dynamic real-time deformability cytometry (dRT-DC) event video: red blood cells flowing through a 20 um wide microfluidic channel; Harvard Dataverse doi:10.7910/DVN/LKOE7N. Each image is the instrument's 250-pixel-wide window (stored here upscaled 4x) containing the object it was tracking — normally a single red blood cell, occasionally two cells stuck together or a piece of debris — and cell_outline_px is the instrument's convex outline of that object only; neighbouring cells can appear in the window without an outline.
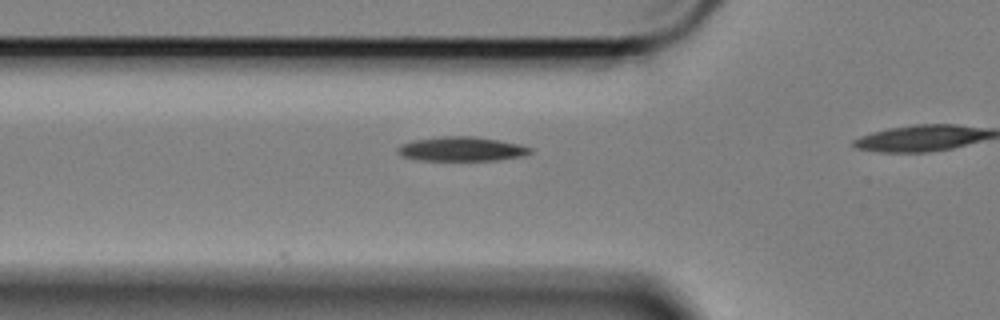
{"species": "Egyptian fruit bat (a non-hibernating species)", "species_latin": "Rousettus aegyptiacus", "temperature_condition": "cold", "stored_images_in_passage": 23, "camera_frame_rate_fps": 3000, "um_per_image_px": 0.085, "animal": {"sex": "female"}, "frame": {"image": 1, "passage_image": 12, "time_ms": 3.667, "image_size_px": [1000, 320], "cell_outline_px": [[532, 152], [520, 156], [496, 160], [420, 160], [404, 156], [396, 152], [396, 148], [400, 144], [416, 140], [440, 136], [472, 136], [520, 144], [532, 148]], "centroid_in_image_um": [39.2, 12.66], "position_along_channel_um": 86.6, "area_um2": 18.55}}